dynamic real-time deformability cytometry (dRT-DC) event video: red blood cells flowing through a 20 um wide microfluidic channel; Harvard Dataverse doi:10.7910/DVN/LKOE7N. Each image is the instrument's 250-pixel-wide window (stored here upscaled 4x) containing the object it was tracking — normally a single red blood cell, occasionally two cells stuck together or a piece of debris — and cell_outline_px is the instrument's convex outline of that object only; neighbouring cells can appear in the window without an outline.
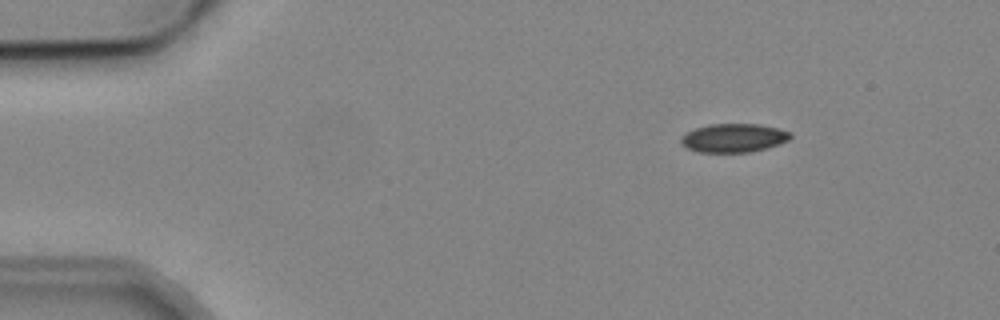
{"species": "common noctule bat (a hibernating species)", "species_latin": "Nyctalus noctula", "temperature_condition": "cold", "stored_images_in_passage": 5, "camera_frame_rate_fps": 3000, "um_per_image_px": 0.085, "animal": {"sex": "male", "body_mass_g": 19.2, "forearm_length_mm": 51.8}, "frame": {"image": 1, "passage_image": 1, "time_ms": 0.0, "image_size_px": [1000, 320], "cell_outline_px": [[792, 136], [788, 140], [780, 144], [748, 152], [700, 152], [688, 148], [680, 144], [680, 136], [696, 128], [708, 124], [760, 124], [792, 132]], "centroid_in_image_um": [62.35, 11.72], "position_along_channel_um": 22.6, "area_um2": 18.21}}